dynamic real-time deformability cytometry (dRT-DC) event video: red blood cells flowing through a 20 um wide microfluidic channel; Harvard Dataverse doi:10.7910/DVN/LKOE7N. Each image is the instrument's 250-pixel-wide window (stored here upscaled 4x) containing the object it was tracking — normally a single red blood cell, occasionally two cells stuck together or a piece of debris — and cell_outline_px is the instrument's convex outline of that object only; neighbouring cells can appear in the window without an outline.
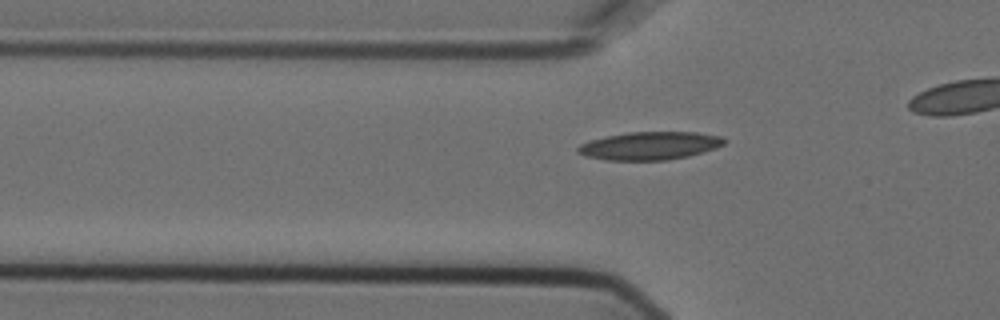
{"species": "Egyptian fruit bat (a non-hibernating species)", "species_latin": "Rousettus aegyptiacus", "temperature_condition": "cold", "stored_images_in_passage": 29, "camera_frame_rate_fps": 3000, "um_per_image_px": 0.085, "animal": {"sex": "female"}, "frame": {"image": 1, "passage_image": 2, "time_ms": 0.333, "image_size_px": [1000, 320], "cell_outline_px": [[728, 140], [724, 144], [716, 148], [688, 156], [668, 160], [604, 160], [584, 156], [576, 152], [576, 148], [580, 144], [592, 140], [608, 136], [628, 132], [696, 132], [720, 136]], "centroid_in_image_um": [55.22, 12.39], "position_along_channel_um": 70.6, "area_um2": 23.93}}
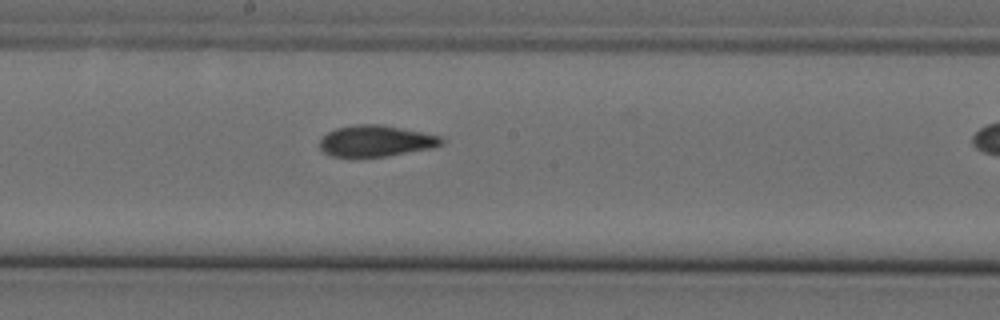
{"frame": {"image": 2, "passage_image": 14, "time_ms": 4.333, "image_size_px": [1000, 320], "cell_outline_px": [[444, 144], [432, 148], [388, 156], [332, 156], [324, 152], [320, 148], [320, 140], [328, 132], [336, 128], [356, 124], [380, 124], [440, 136], [444, 140]], "centroid_in_image_um": [31.96, 11.98], "position_along_channel_um": 216.2, "area_um2": 21.91}}
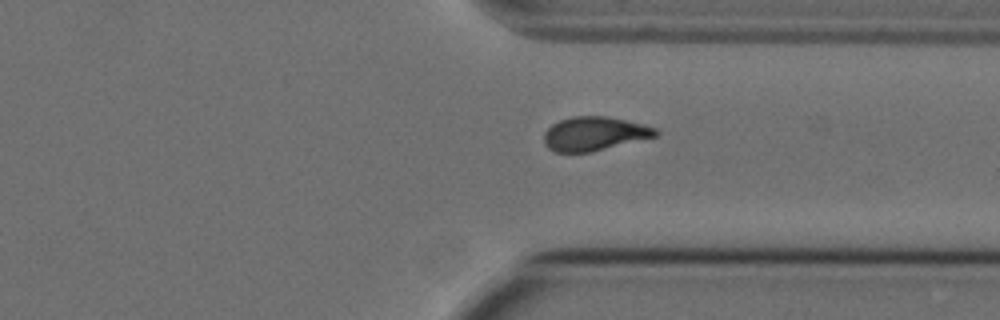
{"frame": {"image": 3, "passage_image": 26, "time_ms": 8.333, "image_size_px": [1000, 320], "cell_outline_px": [[660, 132], [656, 136], [592, 152], [556, 152], [548, 148], [544, 144], [544, 132], [552, 124], [560, 120], [572, 116], [608, 116], [644, 124], [656, 128]], "centroid_in_image_um": [50.52, 11.36], "position_along_channel_um": 360.9, "area_um2": 22.14}}